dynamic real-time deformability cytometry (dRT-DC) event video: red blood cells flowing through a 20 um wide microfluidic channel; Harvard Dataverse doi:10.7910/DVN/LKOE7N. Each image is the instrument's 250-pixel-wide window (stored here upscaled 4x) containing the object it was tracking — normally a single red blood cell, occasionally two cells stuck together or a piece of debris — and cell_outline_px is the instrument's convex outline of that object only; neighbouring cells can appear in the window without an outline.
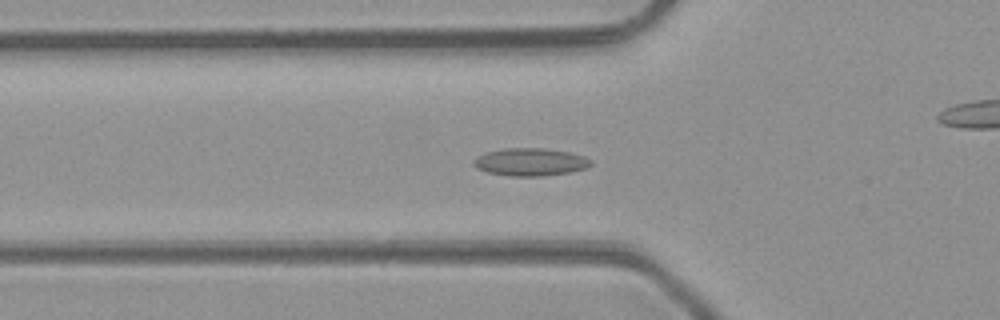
{"species": "common noctule bat (a hibernating species)", "species_latin": "Nyctalus noctula", "temperature_condition": "room temperature", "stored_images_in_passage": 50, "camera_frame_rate_fps": 3000, "um_per_image_px": 0.085, "animal": {"sex": "male", "body_mass_g": 23.1, "forearm_length_mm": 52.7}, "frame": {"image": 1, "passage_image": 17, "time_ms": 5.333, "image_size_px": [1000, 320], "cell_outline_px": [[592, 164], [584, 168], [568, 172], [544, 176], [512, 176], [488, 172], [476, 168], [472, 164], [472, 160], [476, 156], [484, 152], [504, 148], [544, 148], [568, 152], [584, 156], [592, 160]], "centroid_in_image_um": [45.02, 13.76], "position_along_channel_um": 80.8, "area_um2": 18.96}}
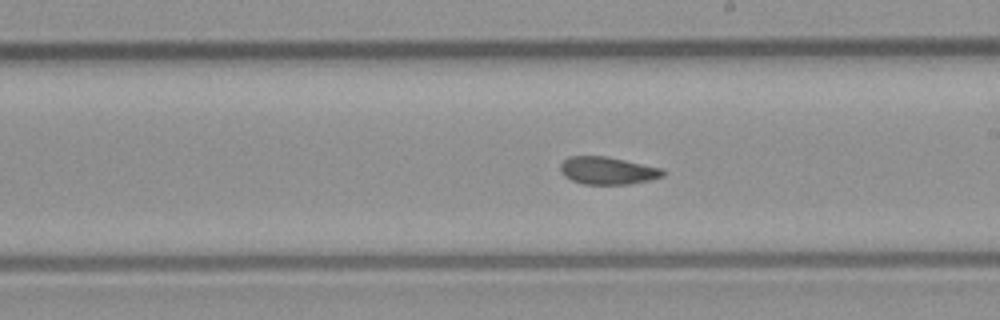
{"frame": {"image": 2, "passage_image": 28, "time_ms": 9.0, "image_size_px": [1000, 320], "cell_outline_px": [[664, 176], [648, 180], [628, 184], [584, 184], [572, 180], [564, 176], [560, 172], [560, 164], [568, 156], [608, 156], [660, 168], [664, 172]], "centroid_in_image_um": [51.6, 14.49], "position_along_channel_um": 237.4, "area_um2": 16.36}}
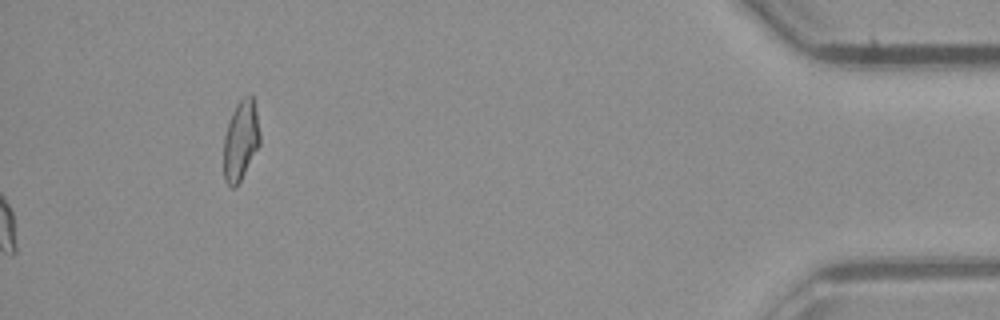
{"frame": {"image": 3, "passage_image": 50, "time_ms": 16.333, "image_size_px": [1000, 320], "cell_outline_px": [[260, 144], [236, 188], [232, 188], [224, 180], [224, 136], [228, 120], [236, 104], [244, 96], [252, 96], [256, 112], [260, 132]], "centroid_in_image_um": [20.45, 11.95], "position_along_channel_um": 414.8, "area_um2": 16.82}, "authors_computed_cell_mechanics": {"area_um2": 16.9932, "velocity_mm_per_s": 4.2487, "shape_relaxation_time_tau1_ms": null, "shape_relaxation_time_tau2_ms": 2.2582, "deformation_change_tau1": null, "deformation_change_tau2": 0.0808}}